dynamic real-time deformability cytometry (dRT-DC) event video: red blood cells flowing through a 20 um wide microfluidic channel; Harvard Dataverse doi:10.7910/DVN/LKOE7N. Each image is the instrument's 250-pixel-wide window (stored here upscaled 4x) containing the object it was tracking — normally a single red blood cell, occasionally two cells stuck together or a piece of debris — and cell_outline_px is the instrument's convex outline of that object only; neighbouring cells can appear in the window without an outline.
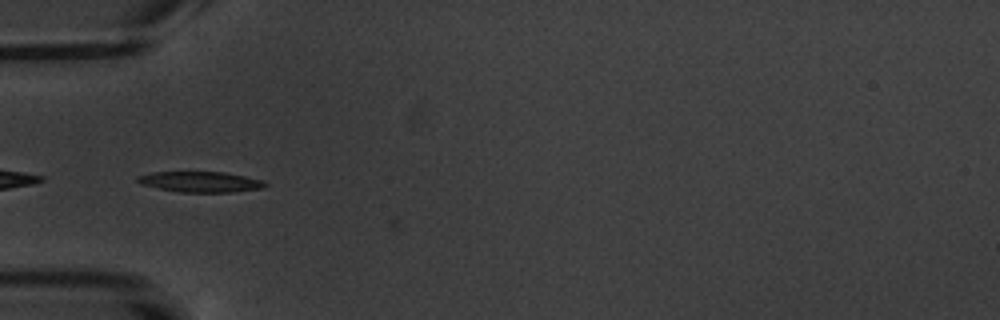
{"species": "common noctule bat (a hibernating species)", "species_latin": "Nyctalus noctula", "temperature_condition": "warm", "stored_images_in_passage": 7, "camera_frame_rate_fps": 3000, "um_per_image_px": 0.085, "animal": {"sex": "male", "body_mass_g": 20.1, "forearm_length_mm": 53.5}, "frame": {"image": 1, "passage_image": 5, "time_ms": 4.667, "image_size_px": [1000, 320], "cell_outline_px": [[268, 184], [264, 188], [232, 192], [180, 192], [140, 184], [136, 180], [136, 176], [152, 172], [224, 172], [264, 180]], "centroid_in_image_um": [17.05, 15.45], "position_along_channel_um": 67.9, "area_um2": 15.32}}